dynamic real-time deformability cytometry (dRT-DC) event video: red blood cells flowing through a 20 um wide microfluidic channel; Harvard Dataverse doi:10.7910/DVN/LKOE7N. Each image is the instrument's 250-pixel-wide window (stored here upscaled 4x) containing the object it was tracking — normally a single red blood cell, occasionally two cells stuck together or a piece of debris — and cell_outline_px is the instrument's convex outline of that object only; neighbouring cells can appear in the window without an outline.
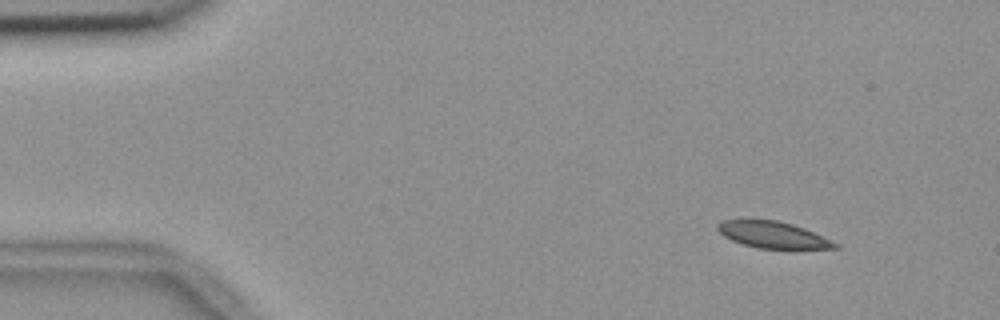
{"species": "common noctule bat (a hibernating species)", "species_latin": "Nyctalus noctula", "temperature_condition": "room temperature", "stored_images_in_passage": 4, "camera_frame_rate_fps": 3000, "um_per_image_px": 0.085, "animal": {"sex": "female", "body_mass_g": 18.4}, "frame": {"image": 1, "passage_image": 1, "time_ms": 0.0, "image_size_px": [1000, 320], "cell_outline_px": [[840, 248], [756, 248], [732, 240], [724, 236], [716, 228], [716, 224], [720, 220], [740, 216], [744, 216], [776, 220], [792, 224], [804, 228], [840, 244]], "centroid_in_image_um": [65.57, 19.89], "position_along_channel_um": 19.4, "area_um2": 18.79}}
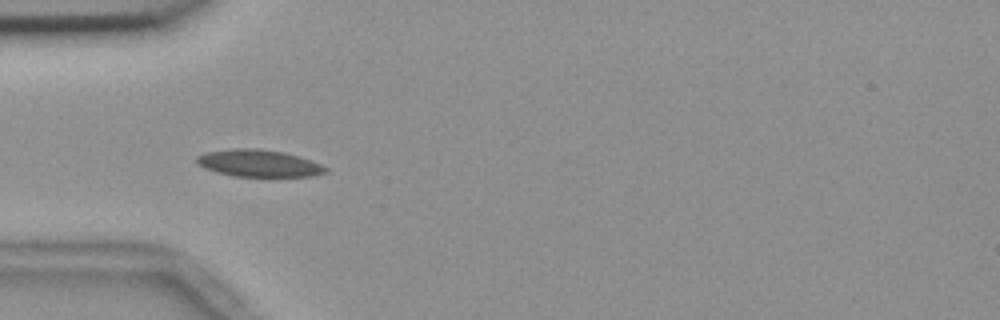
{"frame": {"image": 2, "passage_image": 4, "time_ms": 1.0, "image_size_px": [1000, 320], "cell_outline_px": [[328, 172], [312, 176], [232, 176], [216, 172], [204, 168], [196, 164], [196, 156], [204, 152], [232, 148], [256, 148], [284, 152], [320, 164], [328, 168]], "centroid_in_image_um": [21.92, 13.87], "position_along_channel_um": 63.1, "area_um2": 20.35}}